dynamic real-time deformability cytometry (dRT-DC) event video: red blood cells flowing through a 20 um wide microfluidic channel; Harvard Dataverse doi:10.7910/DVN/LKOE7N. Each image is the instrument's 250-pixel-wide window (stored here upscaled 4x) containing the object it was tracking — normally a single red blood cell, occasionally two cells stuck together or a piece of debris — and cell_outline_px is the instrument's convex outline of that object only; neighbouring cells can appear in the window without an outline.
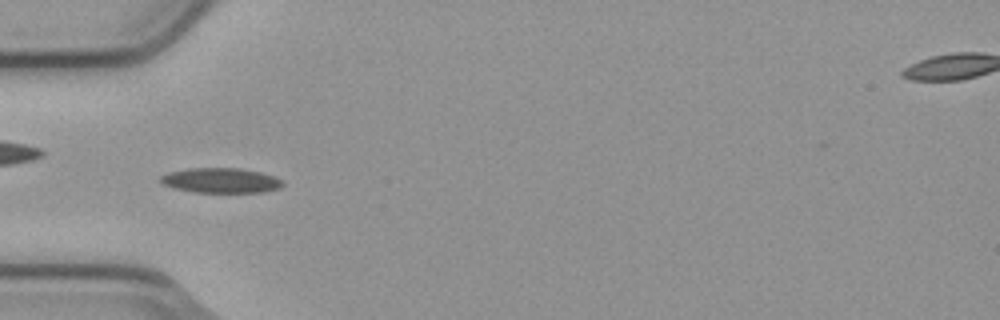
{"species": "common noctule bat (a hibernating species)", "species_latin": "Nyctalus noctula", "temperature_condition": "cold", "stored_images_in_passage": 5, "camera_frame_rate_fps": 3000, "um_per_image_px": 0.085, "animal": {"sex": "male", "body_mass_g": 23.1, "forearm_length_mm": 52.7}, "frame": {"image": 1, "passage_image": 4, "time_ms": 1.0, "image_size_px": [1000, 320], "cell_outline_px": [[284, 184], [280, 188], [264, 192], [192, 192], [176, 188], [164, 184], [160, 180], [160, 176], [168, 172], [188, 168], [240, 168], [260, 172], [276, 176], [284, 180]], "centroid_in_image_um": [18.82, 15.33], "position_along_channel_um": 66.2, "area_um2": 17.86}}
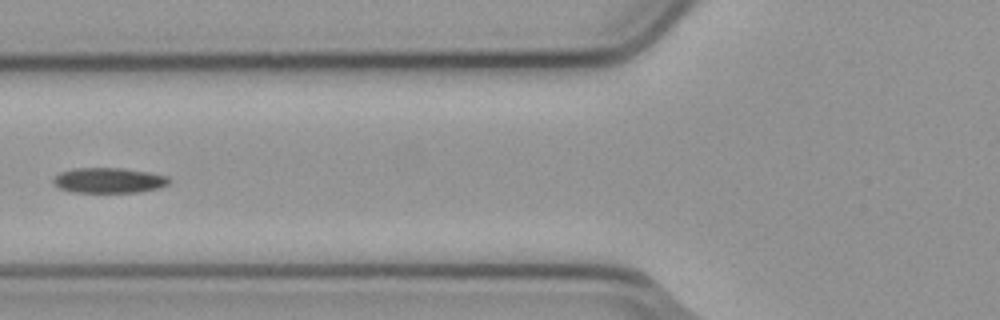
{"frame": {"image": 2, "passage_image": 5, "time_ms": 1.333, "image_size_px": [1000, 320], "cell_outline_px": [[168, 184], [156, 188], [136, 192], [72, 192], [56, 188], [52, 184], [52, 180], [60, 172], [76, 168], [120, 168], [148, 172], [168, 176]], "centroid_in_image_um": [9.17, 15.33], "position_along_channel_um": 116.6, "area_um2": 16.94}}